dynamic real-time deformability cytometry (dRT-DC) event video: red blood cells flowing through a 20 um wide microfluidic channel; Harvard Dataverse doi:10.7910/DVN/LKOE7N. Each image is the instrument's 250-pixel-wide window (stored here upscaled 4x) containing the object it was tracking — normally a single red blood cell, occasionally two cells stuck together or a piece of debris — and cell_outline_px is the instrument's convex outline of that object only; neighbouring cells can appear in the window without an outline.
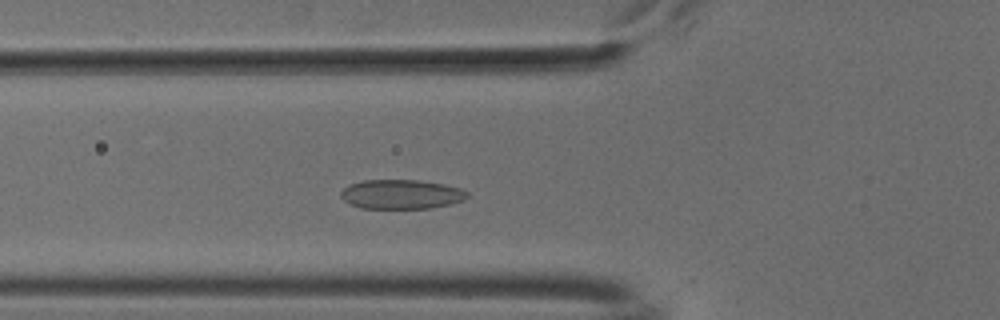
{"species": "common noctule bat (a hibernating species)", "species_latin": "Nyctalus noctula", "temperature_condition": "cold", "stored_images_in_passage": 42, "camera_frame_rate_fps": 3000, "um_per_image_px": 0.085, "animal": {"sex": "male", "body_mass_g": 18.8}, "frame": {"image": 1, "passage_image": 8, "time_ms": 2.333, "image_size_px": [1000, 320], "cell_outline_px": [[468, 196], [464, 200], [452, 204], [432, 208], [360, 208], [344, 200], [340, 196], [340, 192], [348, 184], [364, 180], [420, 180], [444, 184], [460, 188], [468, 192]], "centroid_in_image_um": [34.12, 16.51], "position_along_channel_um": 91.7, "area_um2": 21.73}}
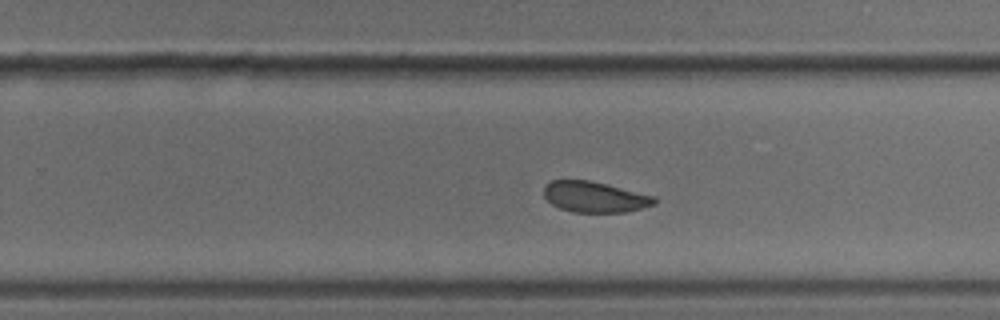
{"frame": {"image": 2, "passage_image": 23, "time_ms": 7.333, "image_size_px": [1000, 320], "cell_outline_px": [[656, 204], [628, 212], [572, 212], [560, 208], [552, 204], [544, 196], [544, 184], [552, 180], [588, 180], [608, 184], [656, 196]], "centroid_in_image_um": [50.57, 16.73], "position_along_channel_um": 279.2, "area_um2": 20.0}}
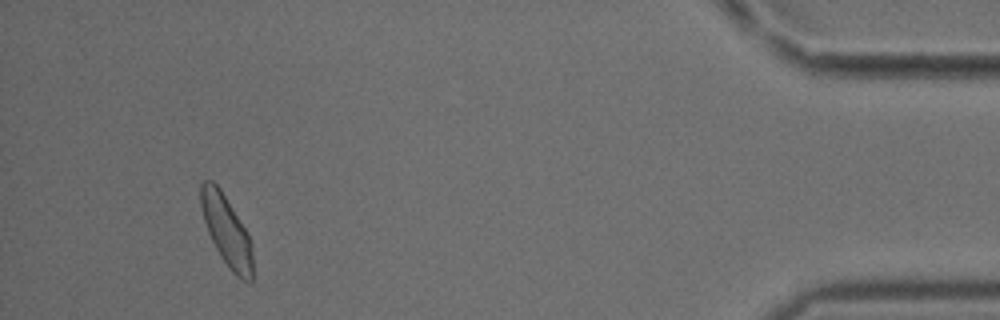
{"frame": {"image": 3, "passage_image": 39, "time_ms": 12.667, "image_size_px": [1000, 320], "cell_outline_px": [[252, 280], [248, 284], [240, 280], [228, 268], [220, 256], [208, 232], [200, 208], [200, 184], [204, 180], [212, 180], [220, 188], [244, 228], [252, 244]], "centroid_in_image_um": [19.24, 19.65], "position_along_channel_um": 416.0, "area_um2": 21.21}, "authors_computed_cell_mechanics": {"area_um2": 21.1548, "velocity_mm_per_s": 3.7512, "shape_relaxation_time_tau1_ms": 6.2269, "shape_relaxation_time_tau2_ms": 2.568, "deformation_change_tau1": 0.0908, "deformation_change_tau2": 0.0606}}